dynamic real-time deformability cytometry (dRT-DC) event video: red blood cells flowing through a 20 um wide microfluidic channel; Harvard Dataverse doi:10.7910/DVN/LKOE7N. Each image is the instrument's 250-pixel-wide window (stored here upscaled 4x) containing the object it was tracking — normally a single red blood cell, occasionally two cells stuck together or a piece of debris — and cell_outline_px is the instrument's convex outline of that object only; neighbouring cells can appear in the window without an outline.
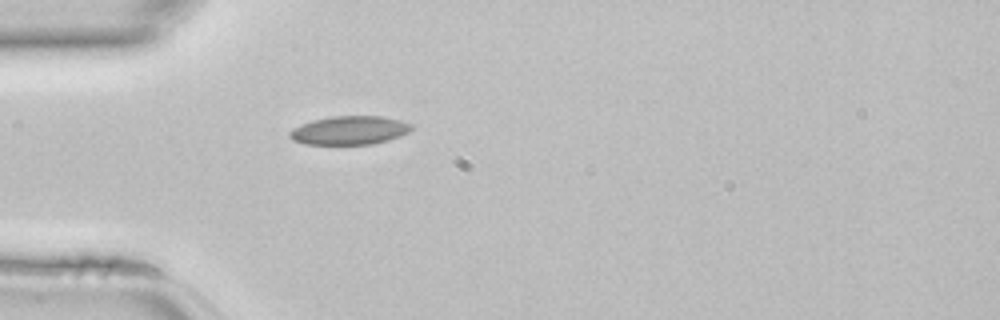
{"species": "common noctule bat (a hibernating species)", "species_latin": "Nyctalus noctula", "temperature_condition": "room temperature", "stored_images_in_passage": 33, "camera_frame_rate_fps": 3000, "um_per_image_px": 0.085, "animal": {"sex": "female", "body_mass_g": 22.7, "forearm_length_mm": 54.2}, "frame": {"image": 1, "passage_image": 1, "time_ms": 0.0, "image_size_px": [1000, 320], "cell_outline_px": [[412, 128], [408, 132], [400, 136], [388, 140], [372, 144], [304, 144], [292, 140], [288, 136], [288, 132], [292, 128], [300, 124], [312, 120], [332, 116], [384, 116], [400, 120], [412, 124]], "centroid_in_image_um": [29.67, 11.07], "position_along_channel_um": 55.3, "area_um2": 20.46}}
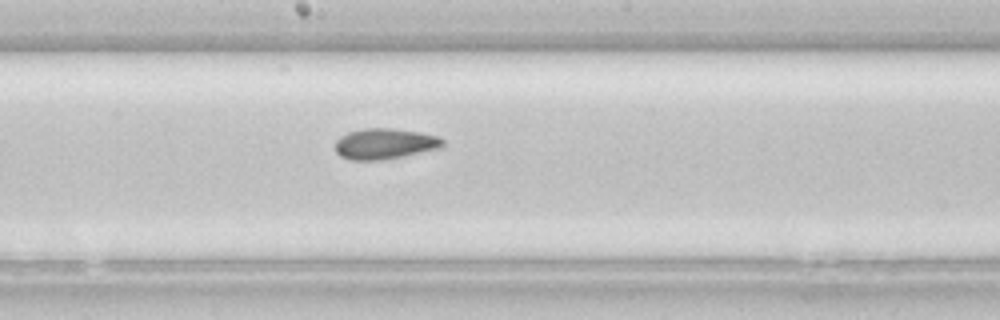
{"frame": {"image": 2, "passage_image": 12, "time_ms": 3.667, "image_size_px": [1000, 320], "cell_outline_px": [[444, 144], [440, 148], [404, 156], [380, 160], [348, 160], [340, 156], [336, 152], [336, 140], [340, 136], [348, 132], [364, 128], [388, 128], [420, 132], [436, 136], [444, 140]], "centroid_in_image_um": [32.68, 12.22], "position_along_channel_um": 215.5, "area_um2": 19.25}}
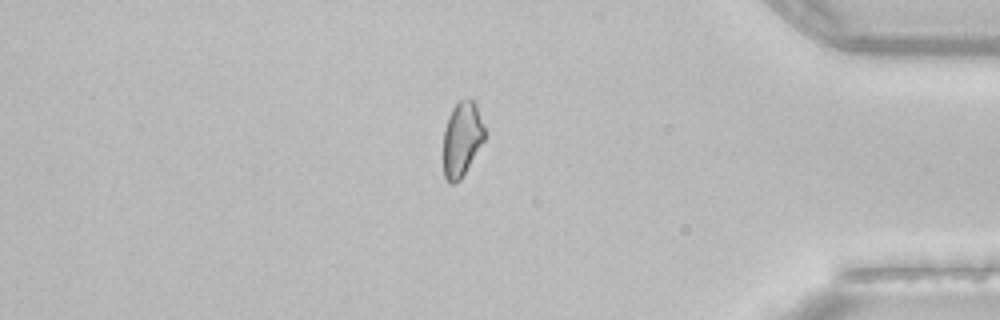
{"frame": {"image": 3, "passage_image": 26, "time_ms": 8.333, "image_size_px": [1000, 320], "cell_outline_px": [[488, 136], [460, 180], [452, 184], [444, 176], [444, 128], [448, 116], [452, 108], [460, 100], [468, 96], [476, 104]], "centroid_in_image_um": [39.3, 11.78], "position_along_channel_um": 395.9, "area_um2": 18.26}}